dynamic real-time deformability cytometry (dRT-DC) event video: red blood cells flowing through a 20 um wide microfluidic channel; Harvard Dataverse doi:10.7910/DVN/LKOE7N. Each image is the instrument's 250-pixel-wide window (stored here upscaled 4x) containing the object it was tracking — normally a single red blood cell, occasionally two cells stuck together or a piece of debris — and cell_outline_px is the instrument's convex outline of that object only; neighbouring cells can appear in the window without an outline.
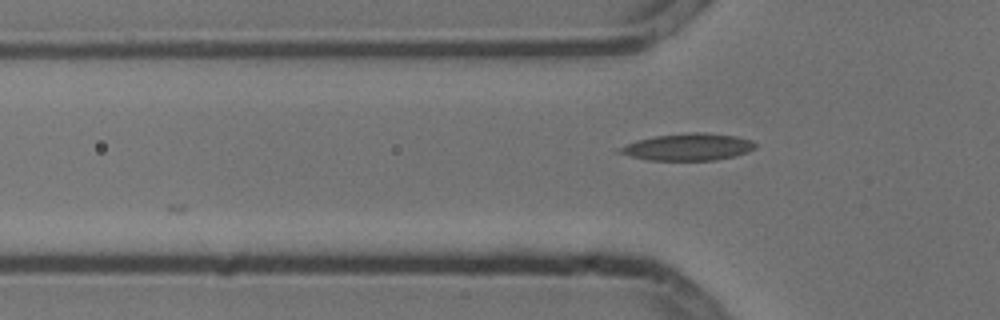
{"species": "common noctule bat (a hibernating species)", "species_latin": "Nyctalus noctula", "temperature_condition": "cold", "stored_images_in_passage": 3, "camera_frame_rate_fps": 3000, "um_per_image_px": 0.085, "animal": {"sex": "male", "body_mass_g": 13.3}, "frame": {"image": 1, "passage_image": 3, "time_ms": 0.667, "image_size_px": [1000, 320], "cell_outline_px": [[756, 148], [748, 152], [736, 156], [716, 160], [648, 160], [616, 152], [616, 148], [636, 140], [656, 136], [688, 132], [704, 132], [736, 136], [752, 140], [756, 144]], "centroid_in_image_um": [58.49, 12.49], "position_along_channel_um": 67.3, "area_um2": 21.5}}